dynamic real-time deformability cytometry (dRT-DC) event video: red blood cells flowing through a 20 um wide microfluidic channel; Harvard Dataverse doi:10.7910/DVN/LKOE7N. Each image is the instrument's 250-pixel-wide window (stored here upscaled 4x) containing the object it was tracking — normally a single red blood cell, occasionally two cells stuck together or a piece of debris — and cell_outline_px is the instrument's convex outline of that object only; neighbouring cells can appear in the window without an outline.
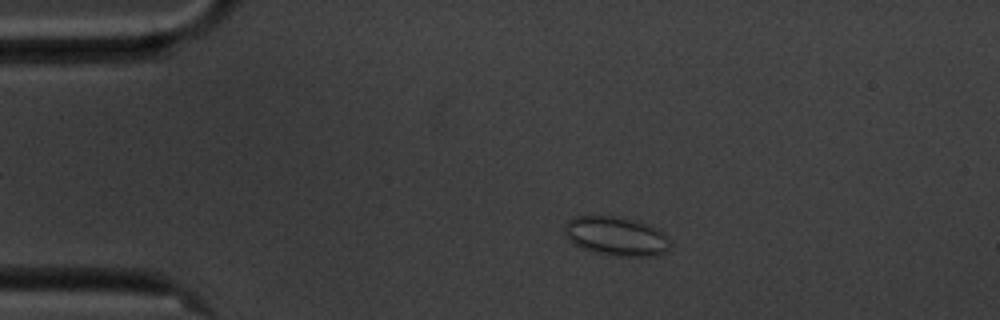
{"species": "common noctule bat (a hibernating species)", "species_latin": "Nyctalus noctula", "temperature_condition": "cold", "stored_images_in_passage": 56, "camera_frame_rate_fps": 3000, "um_per_image_px": 0.085, "animal": {"sex": "male", "body_mass_g": 20.1, "forearm_length_mm": 53.5}, "frame": {"image": 1, "passage_image": 10, "time_ms": 3.0, "image_size_px": [1000, 320], "cell_outline_px": [[668, 248], [664, 252], [656, 256], [616, 256], [584, 248], [568, 240], [564, 232], [564, 228], [568, 220], [576, 216], [624, 216], [660, 228], [668, 240]], "centroid_in_image_um": [52.39, 20.05], "position_along_channel_um": 32.6, "area_um2": 23.93}}
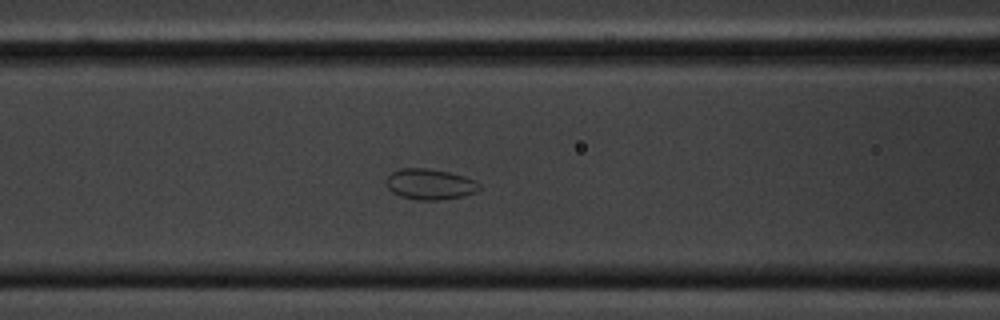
{"frame": {"image": 2, "passage_image": 22, "time_ms": 7.0, "image_size_px": [1000, 320], "cell_outline_px": [[480, 188], [476, 192], [464, 196], [436, 200], [416, 200], [400, 196], [392, 192], [388, 188], [388, 176], [392, 172], [400, 168], [428, 168], [448, 172], [464, 176], [476, 180], [480, 184]], "centroid_in_image_um": [36.57, 15.66], "position_along_channel_um": 130.0, "area_um2": 16.65}}
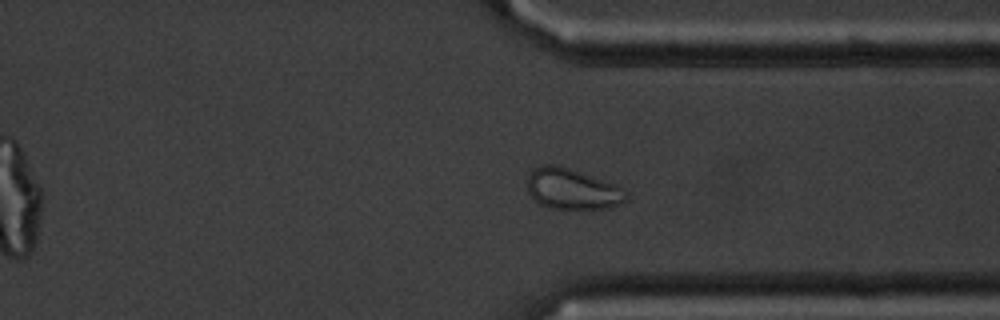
{"frame": {"image": 3, "passage_image": 42, "time_ms": 13.667, "image_size_px": [1000, 320], "cell_outline_px": [[628, 200], [620, 204], [608, 208], [552, 208], [540, 204], [528, 192], [528, 176], [532, 168], [544, 164], [556, 164], [616, 184], [628, 196]], "centroid_in_image_um": [48.63, 16.05], "position_along_channel_um": 362.8, "area_um2": 23.24}, "authors_computed_cell_mechanics": {"area_um2": 22.1085, "velocity_mm_per_s": 3.4894, "shape_relaxation_time_tau1_ms": null, "shape_relaxation_time_tau2_ms": 1.6806, "deformation_change_tau1": null, "deformation_change_tau2": 0.0616}}